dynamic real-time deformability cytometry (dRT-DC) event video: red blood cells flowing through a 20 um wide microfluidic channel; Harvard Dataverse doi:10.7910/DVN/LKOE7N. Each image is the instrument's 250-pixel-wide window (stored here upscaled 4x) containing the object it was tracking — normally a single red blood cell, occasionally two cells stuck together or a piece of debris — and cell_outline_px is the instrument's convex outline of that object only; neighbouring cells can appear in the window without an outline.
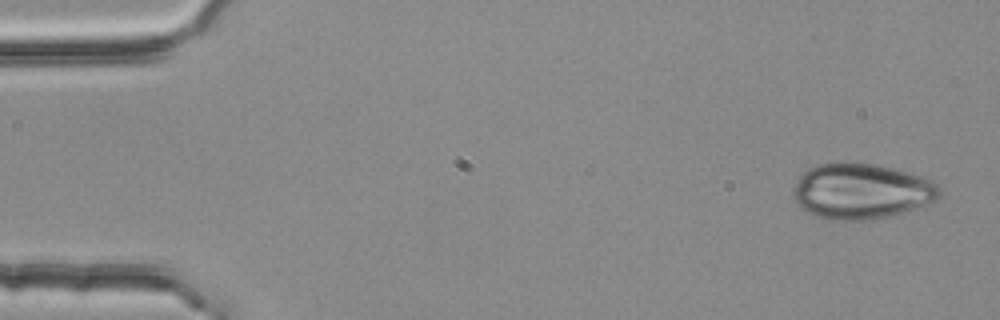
{"species": "common noctule bat (a hibernating species)", "species_latin": "Nyctalus noctula", "temperature_condition": "room temperature", "stored_images_in_passage": 4, "camera_frame_rate_fps": 3000, "um_per_image_px": 0.085, "animal": {"sex": "female", "body_mass_g": 25.1}, "frame": {"image": 1, "passage_image": 1, "time_ms": 0.0, "image_size_px": [1000, 320], "cell_outline_px": [[940, 196], [936, 200], [924, 208], [872, 220], [828, 220], [816, 216], [800, 208], [792, 192], [800, 176], [808, 168], [820, 164], [876, 164], [896, 168], [932, 180], [940, 188]], "centroid_in_image_um": [73.28, 16.29], "position_along_channel_um": 11.7, "area_um2": 47.51}}